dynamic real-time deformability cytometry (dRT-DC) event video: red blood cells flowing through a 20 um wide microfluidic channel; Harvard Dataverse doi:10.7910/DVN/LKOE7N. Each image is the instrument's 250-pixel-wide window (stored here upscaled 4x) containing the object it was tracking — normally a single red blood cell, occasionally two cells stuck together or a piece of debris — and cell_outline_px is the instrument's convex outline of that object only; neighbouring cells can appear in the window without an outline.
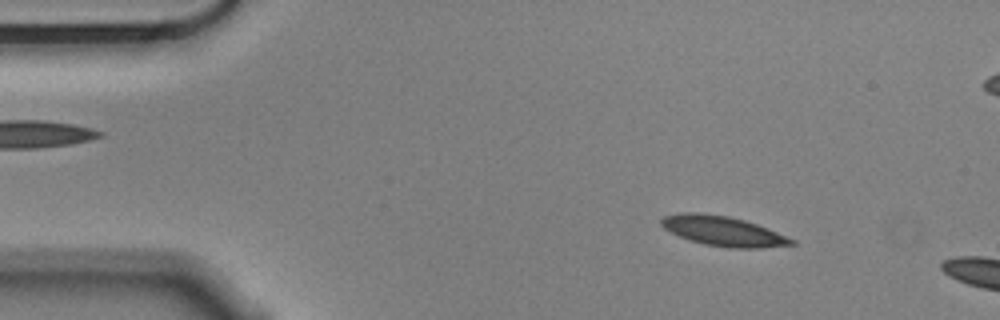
{"species": "Egyptian fruit bat (a non-hibernating species)", "species_latin": "Rousettus aegyptiacus", "temperature_condition": "cold", "stored_images_in_passage": 11, "camera_frame_rate_fps": 3000, "um_per_image_px": 0.085, "animal": {"sex": "male"}, "frame": {"image": 1, "passage_image": 7, "time_ms": 2.0, "image_size_px": [1000, 320], "cell_outline_px": [[796, 244], [764, 248], [728, 248], [704, 244], [688, 240], [664, 228], [660, 224], [660, 220], [664, 216], [680, 212], [696, 212], [728, 216], [744, 220], [768, 228], [796, 240]], "centroid_in_image_um": [61.47, 19.64], "position_along_channel_um": 23.5, "area_um2": 22.72}}